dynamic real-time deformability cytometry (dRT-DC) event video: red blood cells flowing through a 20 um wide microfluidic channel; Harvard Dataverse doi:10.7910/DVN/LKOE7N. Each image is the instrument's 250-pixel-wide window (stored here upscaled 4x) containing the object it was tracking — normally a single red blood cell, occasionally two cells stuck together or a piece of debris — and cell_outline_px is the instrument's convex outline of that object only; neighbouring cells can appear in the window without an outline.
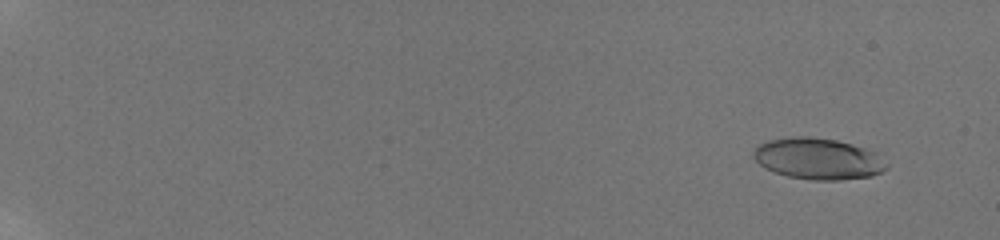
{"species": "human", "species_latin": "Homo sapiens", "temperature_condition": "room temperature", "stored_images_in_passage": 87, "camera_frame_rate_fps": 3000, "um_per_image_px": 0.085, "donor": {"sex": "male"}, "frame": {"image": 1, "passage_image": 7, "time_ms": 1.0, "image_size_px": [1000, 240], "cell_outline_px": [[888, 168], [872, 176], [840, 180], [812, 180], [788, 176], [776, 172], [760, 164], [752, 156], [752, 152], [760, 144], [768, 140], [792, 136], [808, 136], [836, 140], [852, 144], [876, 152], [888, 164]], "centroid_in_image_um": [69.56, 13.49], "position_along_channel_um": 15.4, "area_um2": 31.96}}
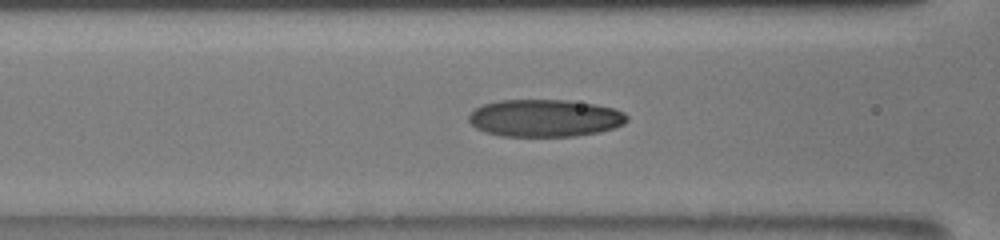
{"frame": {"image": 2, "passage_image": 72, "time_ms": 9.0, "image_size_px": [1000, 240], "cell_outline_px": [[628, 120], [624, 124], [600, 132], [576, 136], [500, 136], [484, 132], [476, 128], [468, 120], [468, 116], [476, 108], [484, 104], [500, 100], [568, 100], [596, 104], [612, 108], [624, 112], [628, 116]], "centroid_in_image_um": [46.32, 10.04], "position_along_channel_um": 120.3, "area_um2": 34.56}}
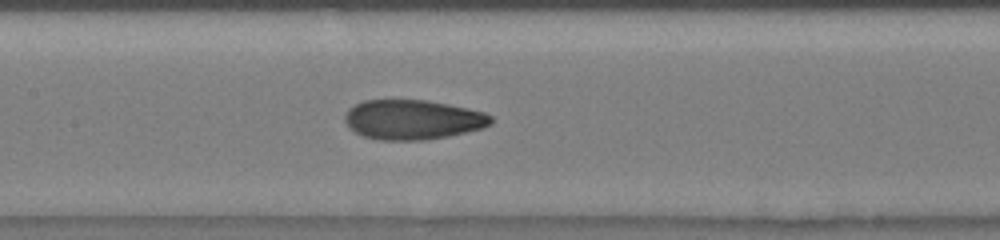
{"frame": {"image": 3, "passage_image": 83, "time_ms": 10.333, "image_size_px": [1000, 240], "cell_outline_px": [[492, 124], [484, 128], [448, 136], [428, 140], [380, 140], [364, 136], [356, 132], [344, 120], [344, 116], [348, 108], [364, 100], [424, 100], [448, 104], [468, 108], [484, 112], [492, 116]], "centroid_in_image_um": [35.11, 10.17], "position_along_channel_um": 172.3, "area_um2": 33.81}}